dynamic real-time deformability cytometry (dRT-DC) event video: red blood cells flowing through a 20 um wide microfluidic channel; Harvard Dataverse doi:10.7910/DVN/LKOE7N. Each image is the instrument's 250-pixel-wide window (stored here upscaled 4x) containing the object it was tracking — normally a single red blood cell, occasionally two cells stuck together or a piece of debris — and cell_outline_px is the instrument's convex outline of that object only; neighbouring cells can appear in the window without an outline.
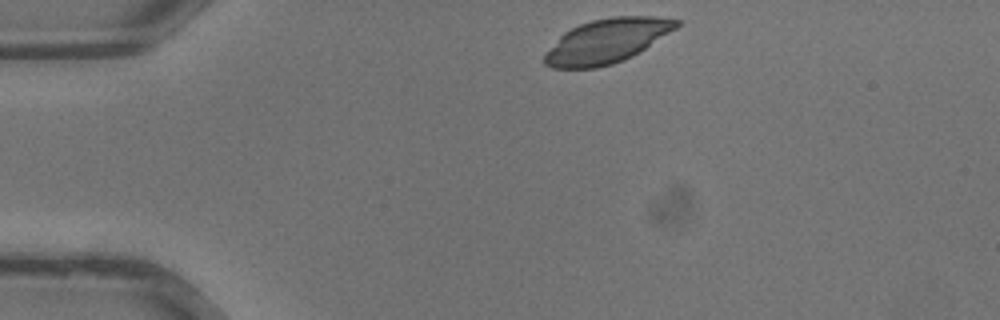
{"species": "common noctule bat (a hibernating species)", "species_latin": "Nyctalus noctula", "temperature_condition": "warm", "stored_images_in_passage": 18, "camera_frame_rate_fps": 3000, "um_per_image_px": 0.085, "animal": {"sex": "male", "body_mass_g": 13.3}, "frame": {"image": 1, "passage_image": 1, "time_ms": 0.0, "image_size_px": [1000, 320], "cell_outline_px": [[680, 24], [676, 28], [640, 52], [624, 60], [612, 64], [596, 68], [552, 68], [544, 64], [544, 52], [564, 32], [580, 24], [592, 20], [612, 16], [652, 16], [680, 20]], "centroid_in_image_um": [51.56, 3.49], "position_along_channel_um": 33.4, "area_um2": 33.99}}
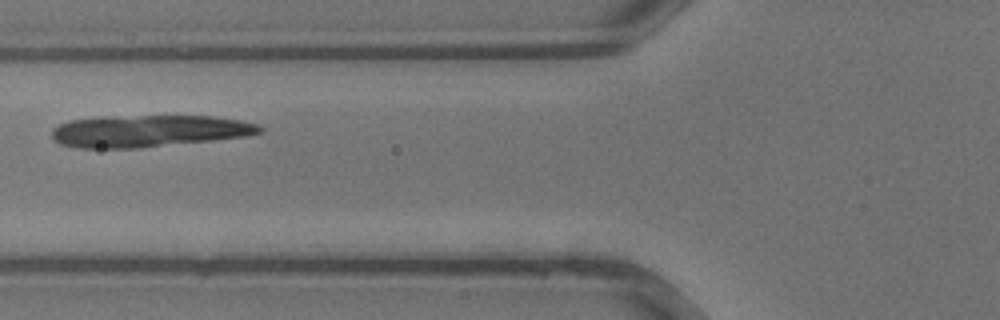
{"frame": {"image": 2, "passage_image": 8, "time_ms": 2.333, "image_size_px": [1000, 320], "cell_outline_px": [[264, 132], [248, 136], [140, 148], [76, 148], [60, 144], [52, 140], [52, 128], [60, 124], [72, 120], [112, 116], [212, 116], [240, 120], [256, 124], [264, 128]], "centroid_in_image_um": [12.65, 11.14], "position_along_channel_um": 113.2, "area_um2": 38.78}}
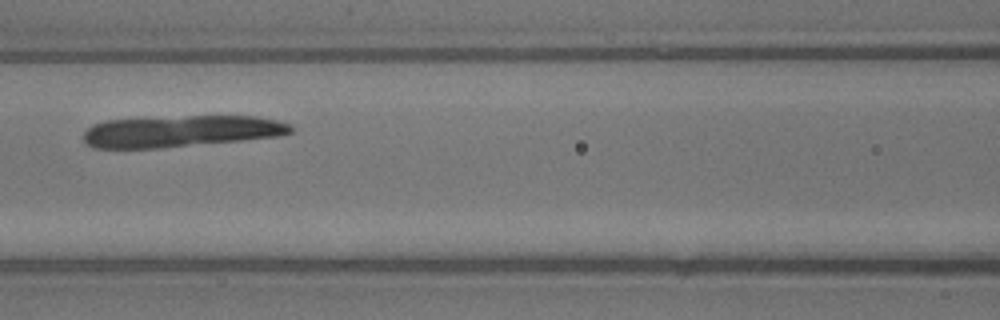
{"frame": {"image": 3, "passage_image": 10, "time_ms": 3.0, "image_size_px": [1000, 320], "cell_outline_px": [[292, 132], [280, 136], [244, 140], [160, 148], [96, 148], [84, 144], [84, 132], [92, 124], [104, 120], [188, 116], [256, 116], [276, 120], [288, 124], [292, 128]], "centroid_in_image_um": [15.35, 11.16], "position_along_channel_um": 151.3, "area_um2": 38.15}}